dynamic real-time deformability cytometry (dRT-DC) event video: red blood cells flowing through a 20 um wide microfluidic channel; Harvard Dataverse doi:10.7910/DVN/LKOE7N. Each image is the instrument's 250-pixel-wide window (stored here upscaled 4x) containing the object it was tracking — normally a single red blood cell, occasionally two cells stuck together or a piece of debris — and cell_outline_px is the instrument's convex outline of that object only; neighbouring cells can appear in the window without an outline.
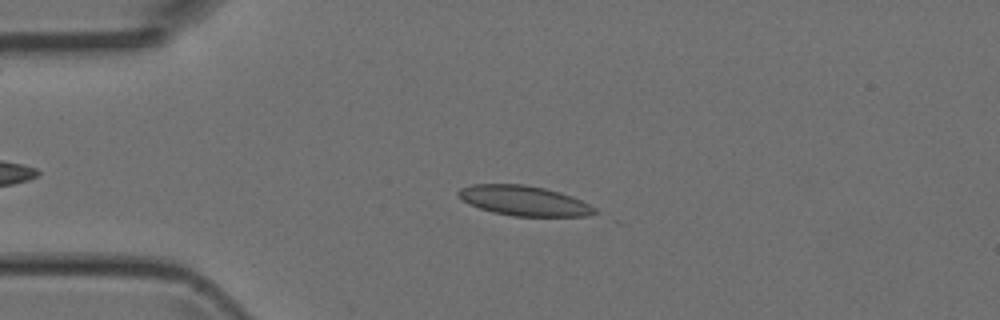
{"species": "Egyptian fruit bat (a non-hibernating species)", "species_latin": "Rousettus aegyptiacus", "temperature_condition": "room temperature", "stored_images_in_passage": 15, "camera_frame_rate_fps": 3000, "um_per_image_px": 0.085, "animal": {"sex": "female"}, "frame": {"image": 1, "passage_image": 10, "time_ms": 3.0, "image_size_px": [1000, 320], "cell_outline_px": [[600, 212], [588, 216], [512, 216], [492, 212], [468, 204], [456, 192], [460, 188], [472, 184], [524, 184], [544, 188], [560, 192], [572, 196], [596, 208]], "centroid_in_image_um": [44.55, 17.06], "position_along_channel_um": 40.4, "area_um2": 23.81}}
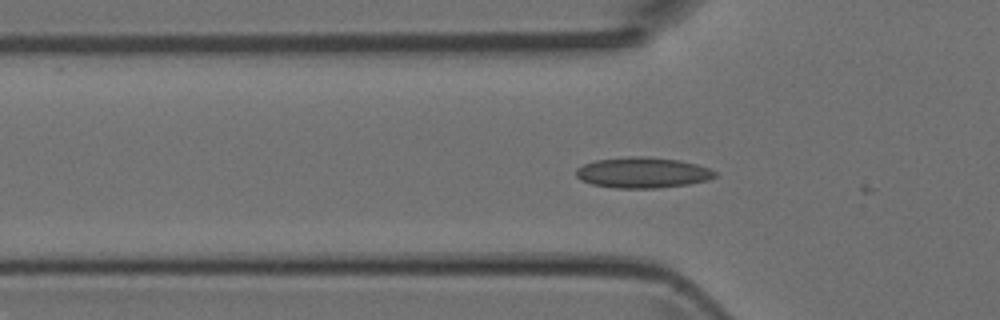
{"frame": {"image": 2, "passage_image": 14, "time_ms": 4.333, "image_size_px": [1000, 320], "cell_outline_px": [[716, 176], [708, 180], [688, 184], [656, 188], [616, 188], [592, 184], [580, 180], [576, 176], [576, 168], [584, 164], [596, 160], [628, 156], [644, 156], [680, 160], [696, 164], [708, 168], [716, 172]], "centroid_in_image_um": [54.6, 14.67], "position_along_channel_um": 71.2, "area_um2": 24.85}}